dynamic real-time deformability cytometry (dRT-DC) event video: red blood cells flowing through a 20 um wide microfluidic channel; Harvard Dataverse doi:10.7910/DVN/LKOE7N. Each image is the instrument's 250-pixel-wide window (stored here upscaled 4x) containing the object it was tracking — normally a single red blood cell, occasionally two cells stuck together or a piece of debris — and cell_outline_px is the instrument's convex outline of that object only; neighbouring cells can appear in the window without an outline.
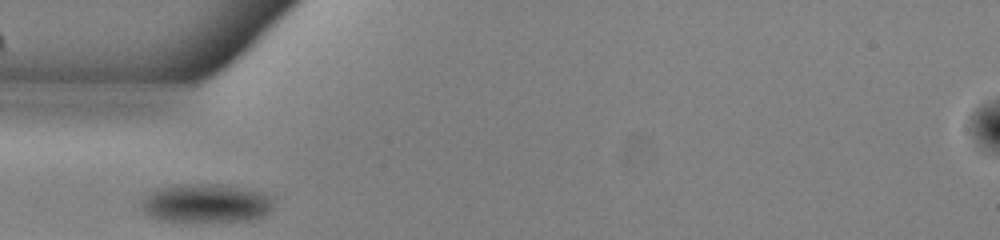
{"species": "common noctule bat (a hibernating species)", "species_latin": "Nyctalus noctula", "temperature_condition": "warm", "stored_images_in_passage": 34, "camera_frame_rate_fps": 3000, "um_per_image_px": 0.085, "animal": {"sex": "male", "body_mass_g": 13.0, "forearm_length_mm": 53.1}, "frame": {"image": 1, "passage_image": 1, "time_ms": 0.0, "image_size_px": [1000, 240], "cell_outline_px": [[272, 212], [268, 216], [256, 220], [160, 220], [148, 216], [144, 212], [144, 196], [156, 188], [172, 184], [212, 184], [244, 188], [264, 192], [268, 196], [272, 204]], "centroid_in_image_um": [17.55, 17.26], "position_along_channel_um": 67.5, "area_um2": 29.59}}
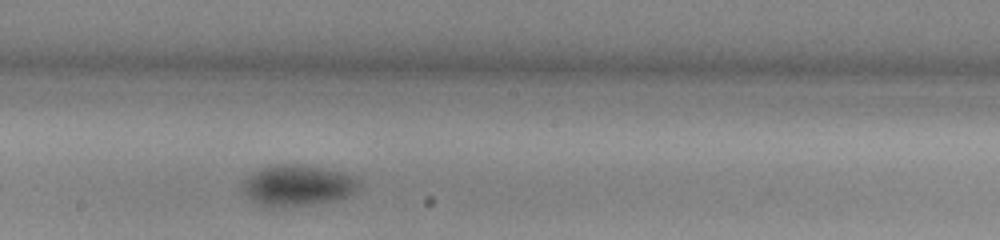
{"frame": {"image": 2, "passage_image": 13, "time_ms": 4.0, "image_size_px": [1000, 240], "cell_outline_px": [[360, 188], [356, 192], [348, 196], [336, 200], [312, 204], [272, 208], [252, 200], [244, 192], [244, 180], [248, 176], [260, 168], [276, 164], [296, 164], [320, 168], [340, 172], [356, 176], [360, 184]], "centroid_in_image_um": [25.34, 15.76], "position_along_channel_um": 222.9, "area_um2": 27.63}}
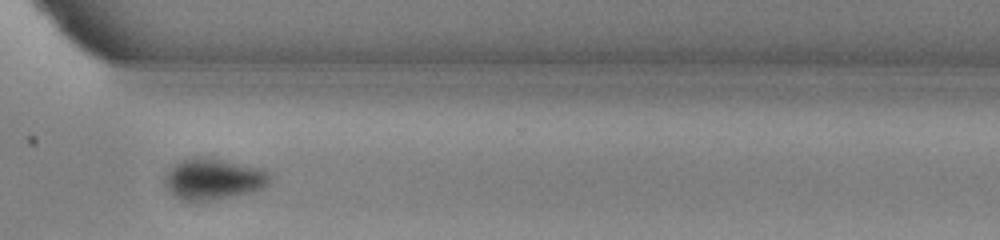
{"frame": {"image": 3, "passage_image": 23, "time_ms": 7.333, "image_size_px": [1000, 240], "cell_outline_px": [[268, 184], [264, 188], [216, 200], [180, 200], [164, 184], [164, 176], [168, 168], [172, 164], [180, 160], [192, 156], [204, 156], [224, 160], [260, 168], [268, 172]], "centroid_in_image_um": [18.07, 15.19], "position_along_channel_um": 352.5, "area_um2": 25.2}, "authors_computed_cell_mechanics": {"area_um2": 26.6747, "velocity_mm_per_s": 3.8796, "shape_relaxation_time_tau1_ms": 2.2023, "shape_relaxation_time_tau2_ms": null, "deformation_change_tau1": 0.0767, "deformation_change_tau2": null}}